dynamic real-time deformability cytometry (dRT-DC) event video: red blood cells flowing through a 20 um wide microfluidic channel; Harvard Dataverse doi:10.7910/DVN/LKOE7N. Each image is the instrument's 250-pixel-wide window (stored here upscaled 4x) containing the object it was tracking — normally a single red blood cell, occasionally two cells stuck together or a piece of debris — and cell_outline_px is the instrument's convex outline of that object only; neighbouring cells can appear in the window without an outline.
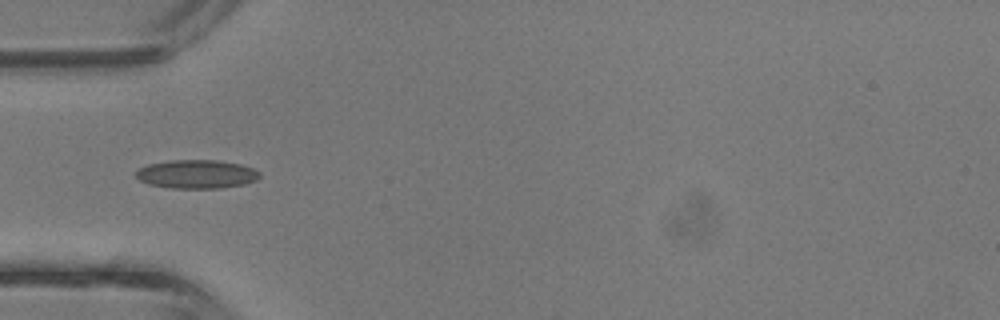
{"species": "common noctule bat (a hibernating species)", "species_latin": "Nyctalus noctula", "temperature_condition": "room temperature", "stored_images_in_passage": 6, "camera_frame_rate_fps": 3000, "um_per_image_px": 0.085, "animal": {"sex": "male", "body_mass_g": 13.3}, "frame": {"image": 1, "passage_image": 5, "time_ms": 1.333, "image_size_px": [1000, 320], "cell_outline_px": [[260, 176], [256, 180], [244, 184], [220, 188], [172, 188], [148, 184], [140, 180], [136, 176], [136, 172], [140, 168], [148, 164], [168, 160], [216, 160], [240, 164], [252, 168], [260, 172]], "centroid_in_image_um": [16.71, 14.8], "position_along_channel_um": 68.3, "area_um2": 20.58}}
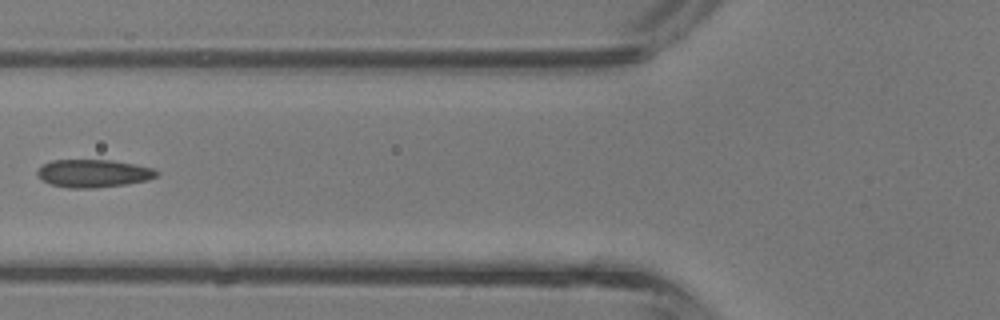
{"frame": {"image": 2, "passage_image": 6, "time_ms": 1.667, "image_size_px": [1000, 320], "cell_outline_px": [[160, 176], [148, 180], [124, 184], [92, 188], [68, 188], [52, 184], [44, 180], [36, 172], [44, 164], [52, 160], [112, 160], [136, 164], [152, 168], [160, 172]], "centroid_in_image_um": [8.01, 14.73], "position_along_channel_um": 117.8, "area_um2": 19.25}}